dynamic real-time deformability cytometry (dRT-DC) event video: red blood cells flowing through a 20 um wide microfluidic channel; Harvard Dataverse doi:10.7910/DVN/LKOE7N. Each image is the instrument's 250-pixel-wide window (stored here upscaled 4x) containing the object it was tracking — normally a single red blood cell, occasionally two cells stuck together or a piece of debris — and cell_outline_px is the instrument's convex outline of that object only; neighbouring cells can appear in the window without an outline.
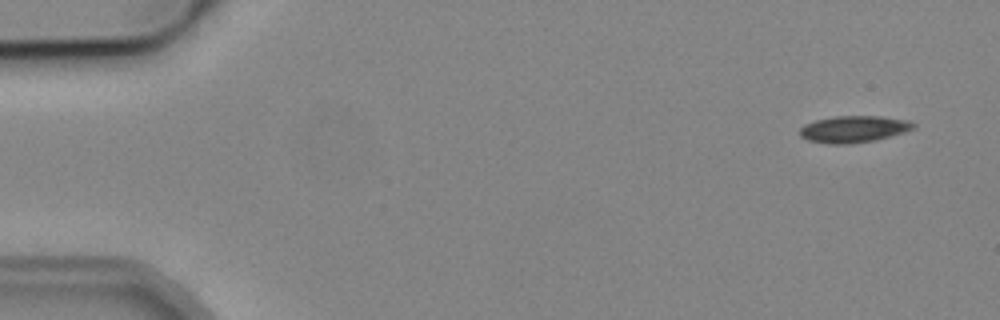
{"species": "common noctule bat (a hibernating species)", "species_latin": "Nyctalus noctula", "temperature_condition": "cold", "stored_images_in_passage": 5, "camera_frame_rate_fps": 3000, "um_per_image_px": 0.085, "animal": {"sex": "male", "body_mass_g": 19.2, "forearm_length_mm": 51.8}, "frame": {"image": 1, "passage_image": 1, "time_ms": 0.0, "image_size_px": [1000, 320], "cell_outline_px": [[916, 128], [892, 136], [876, 140], [848, 144], [828, 144], [808, 140], [800, 136], [800, 128], [804, 124], [816, 120], [836, 116], [880, 116], [908, 120], [916, 124]], "centroid_in_image_um": [72.58, 10.98], "position_along_channel_um": 12.4, "area_um2": 17.8}}
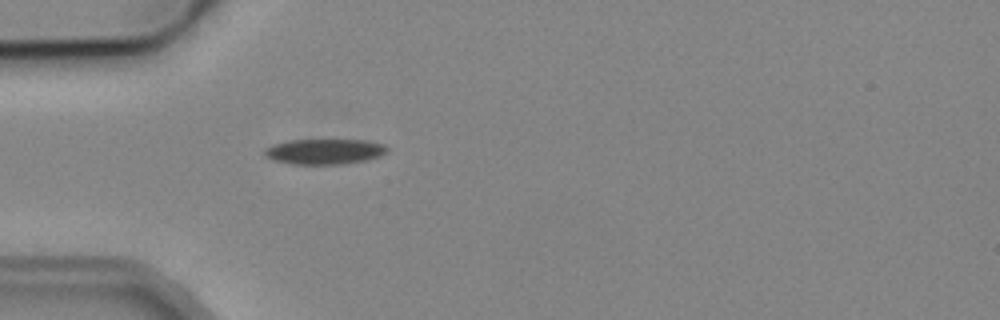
{"frame": {"image": 2, "passage_image": 5, "time_ms": 4.333, "image_size_px": [1000, 320], "cell_outline_px": [[388, 152], [380, 156], [364, 160], [344, 164], [292, 164], [272, 160], [264, 156], [264, 148], [272, 144], [288, 140], [364, 140], [384, 144], [388, 148]], "centroid_in_image_um": [27.55, 12.88], "position_along_channel_um": 57.5, "area_um2": 18.26}}